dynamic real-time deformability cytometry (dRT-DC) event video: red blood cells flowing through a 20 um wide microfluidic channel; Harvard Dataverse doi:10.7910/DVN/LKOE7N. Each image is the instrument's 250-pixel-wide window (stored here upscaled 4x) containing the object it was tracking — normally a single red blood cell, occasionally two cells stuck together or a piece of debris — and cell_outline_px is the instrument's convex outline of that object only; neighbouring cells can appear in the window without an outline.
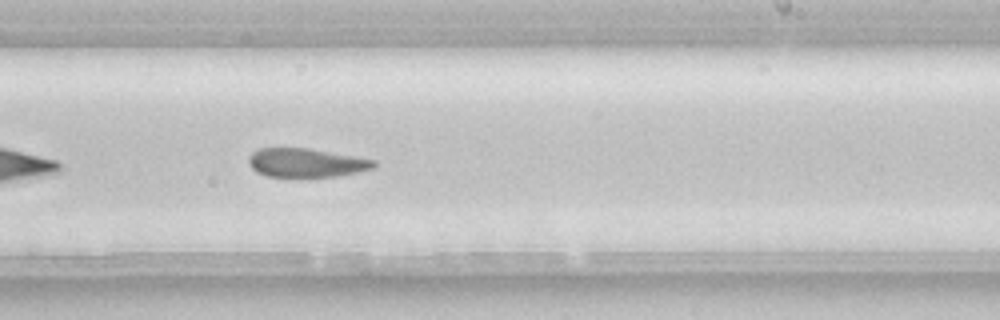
{"species": "common noctule bat (a hibernating species)", "species_latin": "Nyctalus noctula", "temperature_condition": "room temperature", "stored_images_in_passage": 31, "camera_frame_rate_fps": 3000, "um_per_image_px": 0.085, "animal": {"sex": "female", "body_mass_g": 22.7, "forearm_length_mm": 54.2}, "frame": {"image": 1, "passage_image": 18, "time_ms": 5.667, "image_size_px": [1000, 320], "cell_outline_px": [[376, 164], [372, 168], [356, 172], [336, 176], [268, 176], [256, 172], [248, 164], [248, 156], [252, 152], [260, 148], [308, 148], [376, 160]], "centroid_in_image_um": [25.98, 13.82], "position_along_channel_um": 263.0, "area_um2": 20.75}, "authors_computed_cell_mechanics": {"area_um2": 22.0218, "velocity_mm_per_s": 3.8652, "shape_relaxation_time_tau1_ms": 3.8879, "shape_relaxation_time_tau2_ms": 3.7029, "deformation_change_tau1": 0.1038, "deformation_change_tau2": 0.1016}}